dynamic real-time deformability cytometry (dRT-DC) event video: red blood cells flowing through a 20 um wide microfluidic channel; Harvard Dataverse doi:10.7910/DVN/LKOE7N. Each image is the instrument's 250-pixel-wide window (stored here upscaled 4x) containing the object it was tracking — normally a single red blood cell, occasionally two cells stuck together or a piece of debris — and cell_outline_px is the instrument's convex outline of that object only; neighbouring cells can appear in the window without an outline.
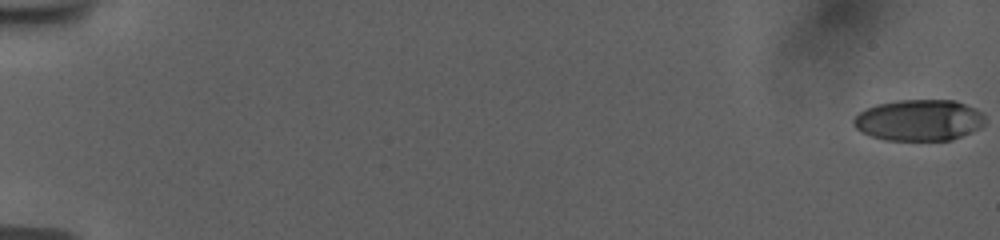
{"species": "human", "species_latin": "Homo sapiens", "temperature_condition": "room temperature", "stored_images_in_passage": 57, "camera_frame_rate_fps": 3000, "um_per_image_px": 0.085, "donor": {"sex": "female"}, "frame": {"image": 1, "passage_image": 1, "time_ms": 0.0, "image_size_px": [1000, 240], "cell_outline_px": [[984, 124], [980, 128], [952, 140], [884, 140], [860, 132], [856, 128], [852, 120], [860, 112], [876, 104], [896, 100], [956, 100], [980, 112], [984, 116]], "centroid_in_image_um": [78.1, 10.22], "position_along_channel_um": 6.9, "area_um2": 31.5}}
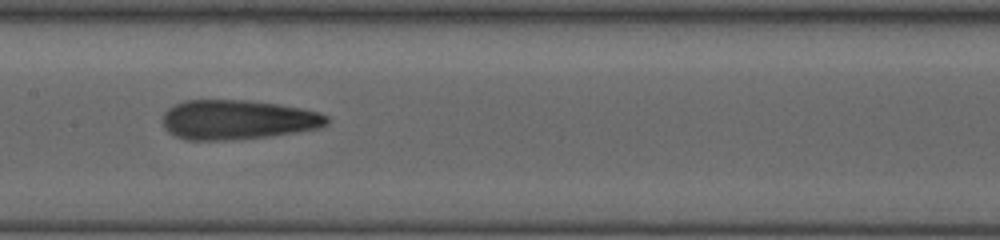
{"frame": {"image": 2, "passage_image": 31, "time_ms": 10.0, "image_size_px": [1000, 240], "cell_outline_px": [[328, 124], [320, 128], [296, 132], [268, 136], [224, 140], [188, 140], [176, 136], [168, 132], [164, 128], [164, 112], [168, 108], [184, 100], [248, 100], [276, 104], [300, 108], [320, 112], [328, 116]], "centroid_in_image_um": [20.2, 10.17], "position_along_channel_um": 187.2, "area_um2": 37.74}}
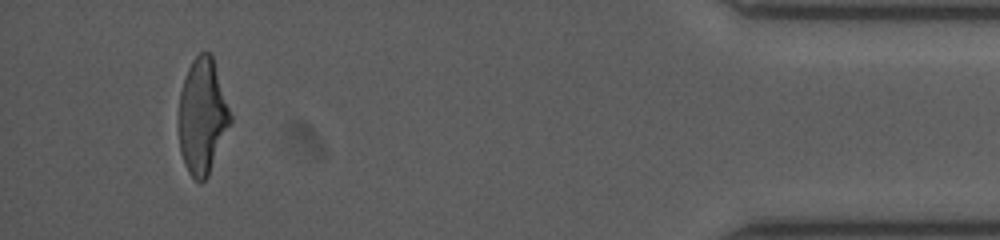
{"frame": {"image": 3, "passage_image": 54, "time_ms": 17.667, "image_size_px": [1000, 240], "cell_outline_px": [[232, 120], [208, 176], [200, 184], [188, 172], [184, 164], [180, 152], [180, 92], [184, 76], [192, 60], [204, 48], [212, 52], [232, 116]], "centroid_in_image_um": [17.22, 9.83], "position_along_channel_um": 418.0, "area_um2": 34.85}, "authors_computed_cell_mechanics": {"area_um2": 35.547, "velocity_mm_per_s": 3.7853, "shape_relaxation_time_tau1_ms": 6.256, "shape_relaxation_time_tau2_ms": 2.5237, "deformation_change_tau1": 0.2467, "deformation_change_tau2": 0.1177}}